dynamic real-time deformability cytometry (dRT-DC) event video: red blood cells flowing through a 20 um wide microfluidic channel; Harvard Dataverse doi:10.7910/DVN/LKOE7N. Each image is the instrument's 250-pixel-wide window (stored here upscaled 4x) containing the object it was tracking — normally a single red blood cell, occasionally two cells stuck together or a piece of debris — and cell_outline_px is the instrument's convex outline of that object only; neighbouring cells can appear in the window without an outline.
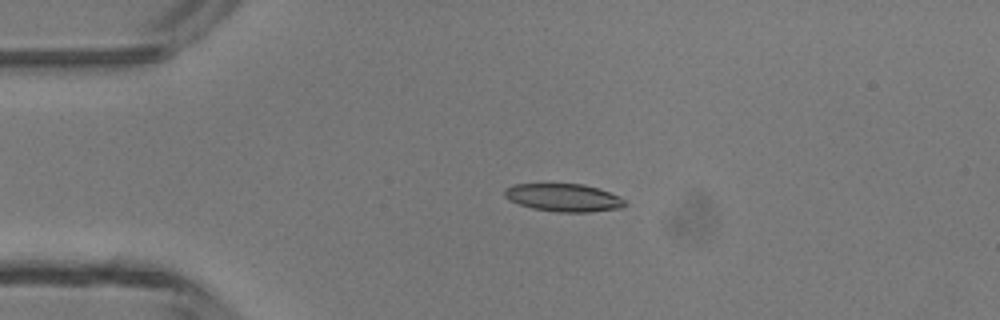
{"species": "common noctule bat (a hibernating species)", "species_latin": "Nyctalus noctula", "temperature_condition": "room temperature", "stored_images_in_passage": 5, "camera_frame_rate_fps": 3000, "um_per_image_px": 0.085, "animal": {"sex": "male", "body_mass_g": 13.3}, "frame": {"image": 1, "passage_image": 3, "time_ms": 2.0, "image_size_px": [1000, 320], "cell_outline_px": [[628, 204], [624, 208], [588, 212], [556, 212], [532, 208], [520, 204], [504, 196], [504, 188], [512, 184], [584, 184], [620, 196]], "centroid_in_image_um": [47.93, 16.8], "position_along_channel_um": 37.1, "area_um2": 19.54}}
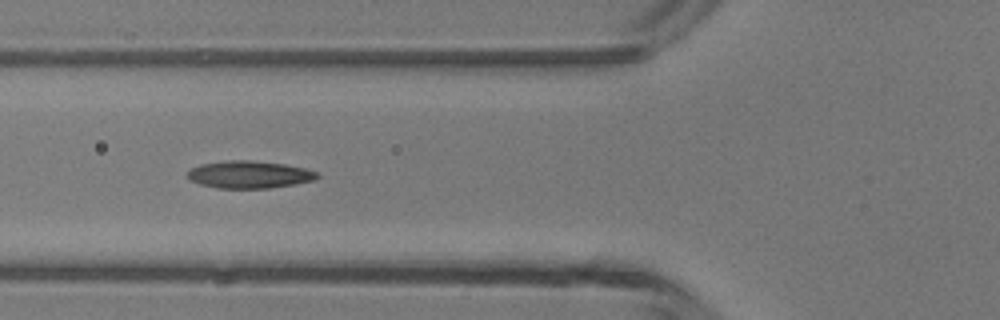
{"frame": {"image": 2, "passage_image": 5, "time_ms": 4.333, "image_size_px": [1000, 320], "cell_outline_px": [[320, 176], [316, 180], [296, 184], [268, 188], [216, 188], [200, 184], [192, 180], [188, 176], [188, 172], [192, 168], [200, 164], [228, 160], [248, 160], [284, 164], [304, 168], [316, 172]], "centroid_in_image_um": [21.22, 14.84], "position_along_channel_um": 104.6, "area_um2": 20.58}}